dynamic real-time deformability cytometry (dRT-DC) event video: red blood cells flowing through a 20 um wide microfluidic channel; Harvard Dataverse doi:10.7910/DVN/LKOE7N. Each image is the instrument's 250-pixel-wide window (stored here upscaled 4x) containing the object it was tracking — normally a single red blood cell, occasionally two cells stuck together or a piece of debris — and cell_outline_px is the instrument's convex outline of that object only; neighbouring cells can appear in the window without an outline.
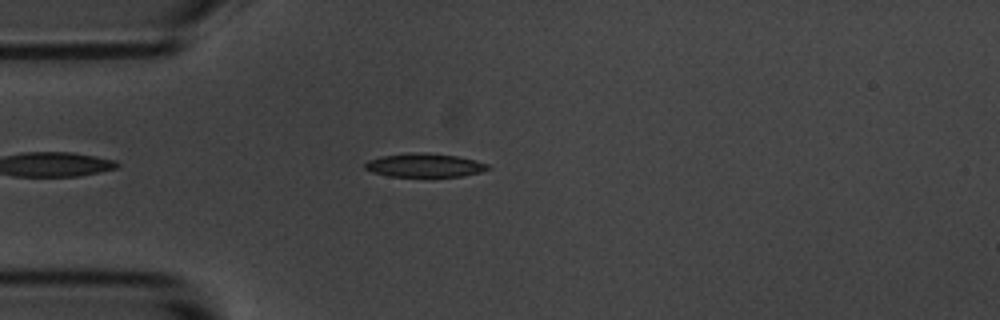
{"species": "common noctule bat (a hibernating species)", "species_latin": "Nyctalus noctula", "temperature_condition": "room temperature", "stored_images_in_passage": 4, "camera_frame_rate_fps": 3000, "um_per_image_px": 0.085, "animal": {"sex": "male", "body_mass_g": 20.1, "forearm_length_mm": 53.5}, "frame": {"image": 1, "passage_image": 2, "time_ms": 1.333, "image_size_px": [1000, 320], "cell_outline_px": [[492, 168], [480, 172], [460, 176], [432, 180], [388, 176], [372, 172], [364, 168], [364, 164], [368, 160], [380, 156], [408, 152], [424, 152], [456, 156], [476, 160], [488, 164]], "centroid_in_image_um": [36.08, 14.09], "position_along_channel_um": 48.9, "area_um2": 18.03}}